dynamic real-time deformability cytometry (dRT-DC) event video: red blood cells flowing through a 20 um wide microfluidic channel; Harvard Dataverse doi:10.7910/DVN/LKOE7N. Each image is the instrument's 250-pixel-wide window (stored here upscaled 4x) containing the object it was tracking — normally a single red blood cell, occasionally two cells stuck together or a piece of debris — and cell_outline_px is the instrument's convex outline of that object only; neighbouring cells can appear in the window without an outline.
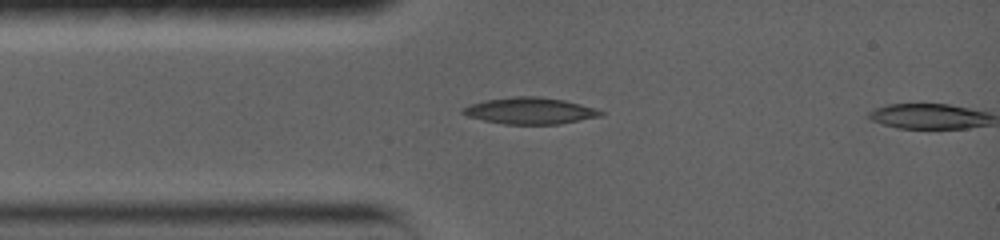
{"species": "common noctule bat (a hibernating species)", "species_latin": "Nyctalus noctula", "temperature_condition": "warm", "stored_images_in_passage": 2, "camera_frame_rate_fps": 5000, "um_per_image_px": 0.085, "animal": {"sex": "female", "body_mass_g": 19.0, "forearm_length_mm": 56.7}, "frame": {"image": 1, "passage_image": 1, "time_ms": 0.0, "image_size_px": [1000, 240], "cell_outline_px": [[604, 112], [600, 116], [560, 124], [504, 124], [484, 120], [468, 116], [460, 112], [468, 104], [484, 100], [516, 96], [536, 96], [564, 100], [580, 104]], "centroid_in_image_um": [45.0, 9.41], "position_along_channel_um": 40.0, "area_um2": 21.1}}